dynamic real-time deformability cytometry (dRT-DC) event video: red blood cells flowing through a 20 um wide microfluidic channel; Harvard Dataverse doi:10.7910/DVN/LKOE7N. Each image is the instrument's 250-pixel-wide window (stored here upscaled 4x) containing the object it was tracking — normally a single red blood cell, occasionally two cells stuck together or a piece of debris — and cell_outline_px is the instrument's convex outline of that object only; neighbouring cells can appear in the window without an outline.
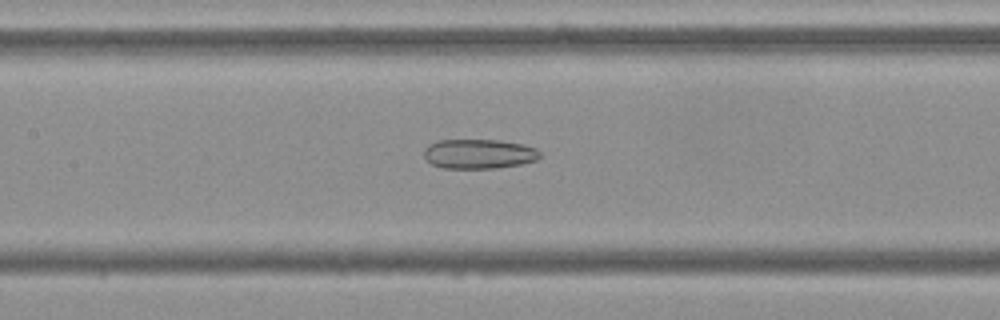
{"species": "Egyptian fruit bat (a non-hibernating species)", "species_latin": "Rousettus aegyptiacus", "temperature_condition": "cold", "stored_images_in_passage": 53, "camera_frame_rate_fps": 3000, "um_per_image_px": 0.085, "frame": {"image": 1, "passage_image": 24, "time_ms": 7.667, "image_size_px": [1000, 320], "cell_outline_px": [[540, 156], [536, 160], [520, 164], [496, 168], [444, 168], [432, 164], [424, 156], [424, 148], [428, 144], [440, 140], [496, 140], [524, 144], [536, 148], [540, 152]], "centroid_in_image_um": [40.7, 13.07], "position_along_channel_um": 166.7, "area_um2": 19.94}}
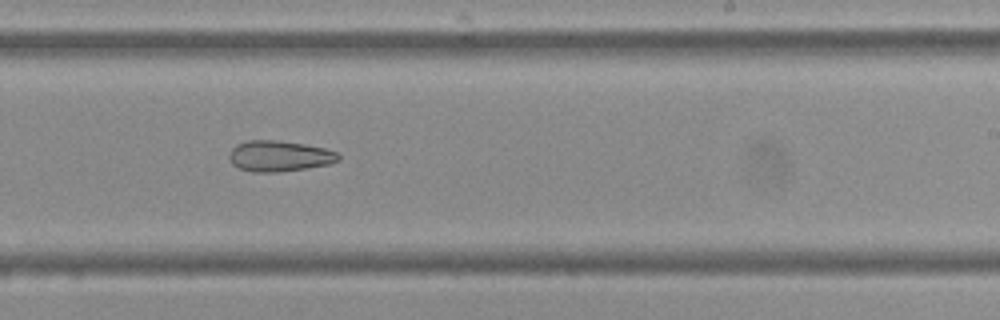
{"frame": {"image": 2, "passage_image": 32, "time_ms": 10.333, "image_size_px": [1000, 320], "cell_outline_px": [[340, 160], [328, 164], [280, 172], [252, 172], [240, 168], [232, 164], [228, 160], [228, 152], [236, 144], [248, 140], [276, 140], [304, 144], [324, 148], [336, 152], [340, 156]], "centroid_in_image_um": [23.69, 13.26], "position_along_channel_um": 265.3, "area_um2": 19.65}}
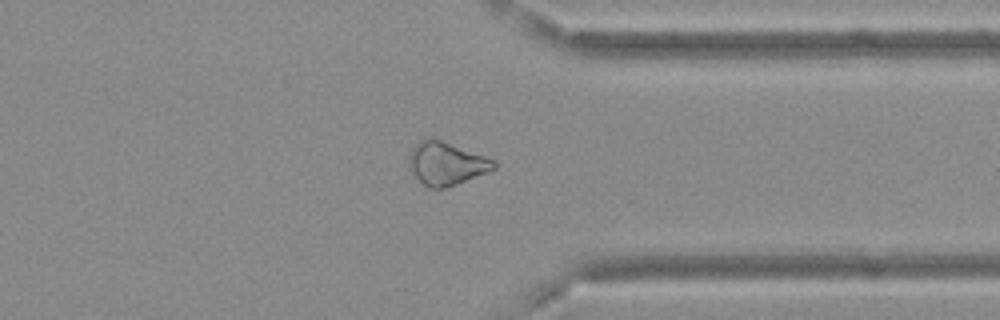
{"frame": {"image": 3, "passage_image": 41, "time_ms": 13.333, "image_size_px": [1000, 320], "cell_outline_px": [[496, 168], [488, 172], [456, 184], [444, 188], [432, 188], [424, 184], [416, 176], [408, 160], [408, 156], [412, 148], [420, 140], [432, 136], [496, 160]], "centroid_in_image_um": [37.96, 13.86], "position_along_channel_um": 373.4, "area_um2": 21.15}, "authors_computed_cell_mechanics": {"area_um2": 23.6402, "velocity_mm_per_s": 3.7062, "shape_relaxation_time_tau1_ms": null, "shape_relaxation_time_tau2_ms": 9.5868, "deformation_change_tau1": null, "deformation_change_tau2": 0.1987}}